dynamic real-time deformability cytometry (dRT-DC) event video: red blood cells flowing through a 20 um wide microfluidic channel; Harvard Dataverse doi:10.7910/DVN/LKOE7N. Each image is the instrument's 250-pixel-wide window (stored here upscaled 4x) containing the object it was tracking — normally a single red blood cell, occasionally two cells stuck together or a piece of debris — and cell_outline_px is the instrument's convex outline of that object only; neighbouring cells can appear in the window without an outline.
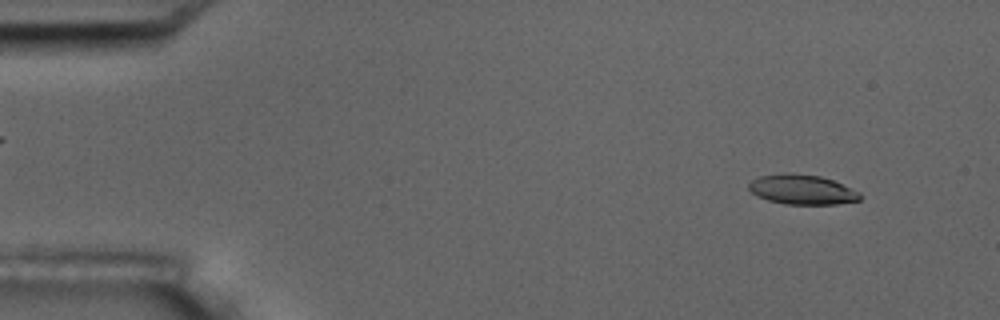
{"species": "common noctule bat (a hibernating species)", "species_latin": "Nyctalus noctula", "temperature_condition": "room temperature", "stored_images_in_passage": 5, "camera_frame_rate_fps": 3000, "um_per_image_px": 0.085, "animal": {"sex": "male", "body_mass_g": 17.5, "forearm_length_mm": 52.3}, "frame": {"image": 1, "passage_image": 1, "time_ms": 0.0, "image_size_px": [1000, 320], "cell_outline_px": [[864, 196], [860, 200], [836, 204], [784, 204], [768, 200], [756, 196], [748, 188], [748, 184], [752, 180], [760, 176], [784, 172], [788, 172], [820, 176], [832, 180], [860, 192]], "centroid_in_image_um": [68.17, 16.11], "position_along_channel_um": 16.8, "area_um2": 19.42}}
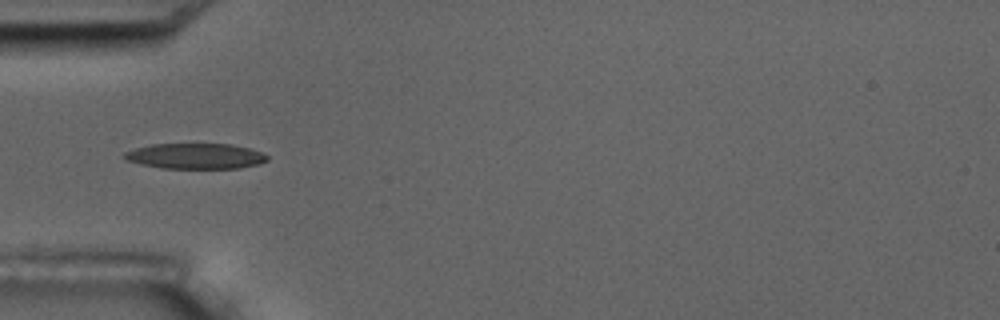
{"frame": {"image": 2, "passage_image": 4, "time_ms": 4.333, "image_size_px": [1000, 320], "cell_outline_px": [[268, 160], [260, 164], [240, 168], [160, 168], [140, 164], [124, 160], [120, 156], [124, 152], [136, 148], [152, 144], [232, 144], [248, 148], [260, 152], [268, 156]], "centroid_in_image_um": [16.57, 13.27], "position_along_channel_um": 68.4, "area_um2": 21.39}}